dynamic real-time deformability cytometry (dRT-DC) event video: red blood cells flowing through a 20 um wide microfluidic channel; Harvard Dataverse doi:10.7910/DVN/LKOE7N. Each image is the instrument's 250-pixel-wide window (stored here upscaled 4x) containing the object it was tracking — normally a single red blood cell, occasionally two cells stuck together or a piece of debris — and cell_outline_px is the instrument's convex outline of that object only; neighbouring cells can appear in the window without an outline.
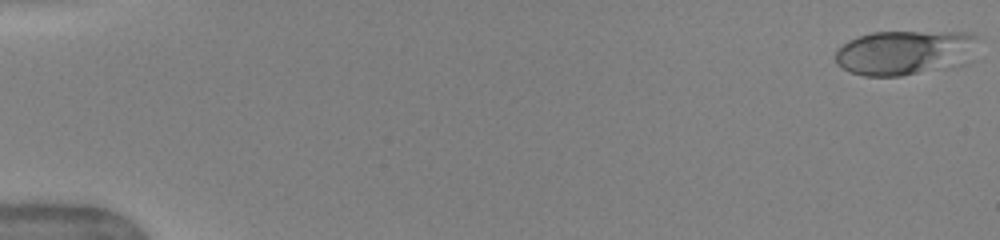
{"species": "human", "species_latin": "Homo sapiens", "temperature_condition": "warm", "stored_images_in_passage": 50, "camera_frame_rate_fps": 3000, "um_per_image_px": 0.085, "donor": {"sex": "female"}, "frame": {"image": 1, "passage_image": 1, "time_ms": 0.0, "image_size_px": [1000, 240], "cell_outline_px": [[976, 36], [916, 72], [900, 76], [864, 76], [852, 72], [836, 64], [836, 48], [848, 40], [872, 32], [972, 32]], "centroid_in_image_um": [76.22, 4.39], "position_along_channel_um": 8.8, "area_um2": 31.85}}
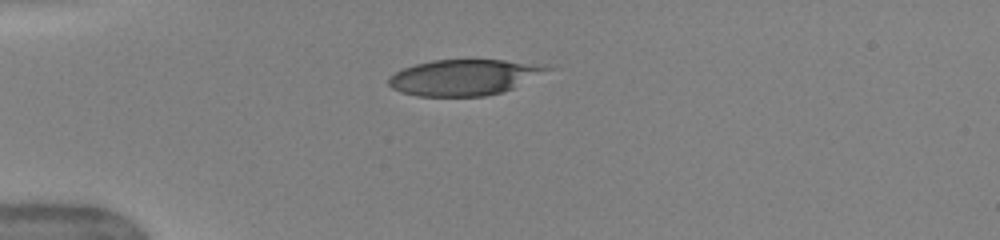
{"frame": {"image": 2, "passage_image": 14, "time_ms": 4.333, "image_size_px": [1000, 240], "cell_outline_px": [[552, 68], [512, 88], [500, 92], [484, 96], [416, 96], [400, 92], [392, 88], [388, 84], [388, 76], [404, 68], [416, 64], [432, 60], [504, 60], [548, 64]], "centroid_in_image_um": [39.41, 6.56], "position_along_channel_um": 45.6, "area_um2": 32.89}}
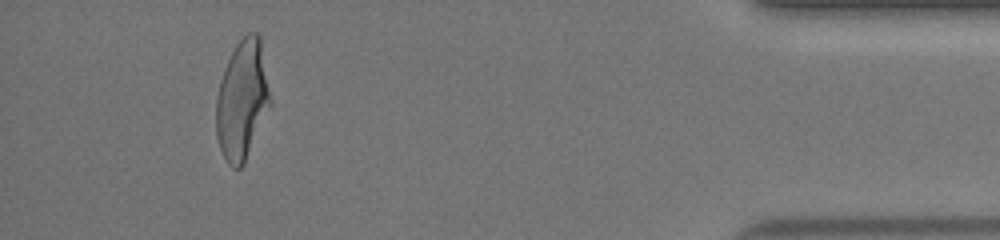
{"frame": {"image": 3, "passage_image": 47, "time_ms": 15.333, "image_size_px": [1000, 240], "cell_outline_px": [[272, 104], [244, 164], [240, 168], [232, 168], [228, 164], [220, 148], [216, 136], [216, 96], [220, 80], [228, 60], [236, 44], [248, 32], [256, 32], [260, 36], [272, 100]], "centroid_in_image_um": [20.6, 8.51], "position_along_channel_um": 414.6, "area_um2": 37.92}, "authors_computed_cell_mechanics": {"area_um2": 36.992, "velocity_mm_per_s": 4.0884, "shape_relaxation_time_tau1_ms": 3.668, "shape_relaxation_time_tau2_ms": null, "deformation_change_tau1": 0.2055, "deformation_change_tau2": null}}